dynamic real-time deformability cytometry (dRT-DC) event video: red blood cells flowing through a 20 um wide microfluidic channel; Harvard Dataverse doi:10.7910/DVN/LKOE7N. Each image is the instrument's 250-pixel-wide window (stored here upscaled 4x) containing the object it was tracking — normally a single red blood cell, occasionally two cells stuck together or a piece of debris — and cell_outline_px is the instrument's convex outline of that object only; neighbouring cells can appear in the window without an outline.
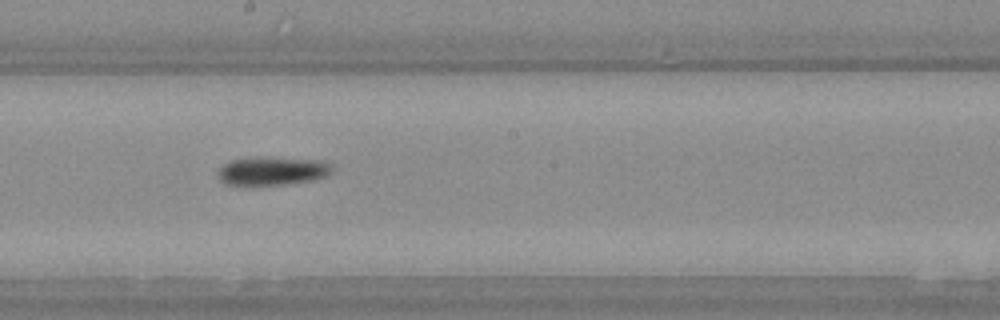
{"species": "Egyptian fruit bat (a non-hibernating species)", "species_latin": "Rousettus aegyptiacus", "temperature_condition": "warm", "stored_images_in_passage": 26, "camera_frame_rate_fps": 3000, "um_per_image_px": 0.085, "animal": {"sex": "female"}, "frame": {"image": 1, "passage_image": 12, "time_ms": 3.667, "image_size_px": [1000, 320], "cell_outline_px": [[332, 172], [324, 176], [312, 180], [288, 184], [224, 184], [216, 176], [216, 172], [224, 164], [232, 160], [316, 160], [328, 164], [332, 168]], "centroid_in_image_um": [23.1, 14.59], "position_along_channel_um": 225.1, "area_um2": 17.51}}